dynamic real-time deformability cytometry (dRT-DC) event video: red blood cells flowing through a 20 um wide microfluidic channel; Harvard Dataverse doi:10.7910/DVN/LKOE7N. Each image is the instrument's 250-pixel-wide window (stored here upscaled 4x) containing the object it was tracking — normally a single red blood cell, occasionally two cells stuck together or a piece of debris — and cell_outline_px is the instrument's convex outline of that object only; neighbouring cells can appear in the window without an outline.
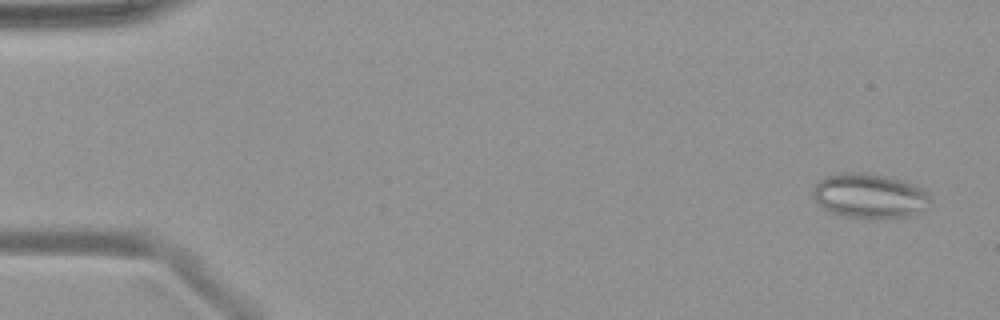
{"species": "common noctule bat (a hibernating species)", "species_latin": "Nyctalus noctula", "temperature_condition": "warm", "stored_images_in_passage": 50, "camera_frame_rate_fps": 3000, "um_per_image_px": 0.085, "animal": {"sex": "female", "body_mass_g": 19.9}, "frame": {"image": 1, "passage_image": 3, "time_ms": 0.667, "image_size_px": [1000, 320], "cell_outline_px": [[932, 200], [928, 208], [924, 212], [908, 216], [844, 216], [832, 212], [824, 208], [812, 196], [812, 192], [816, 184], [824, 176], [836, 172], [872, 172], [900, 180], [924, 188], [932, 196]], "centroid_in_image_um": [73.95, 16.6], "position_along_channel_um": 11.0, "area_um2": 30.52}}
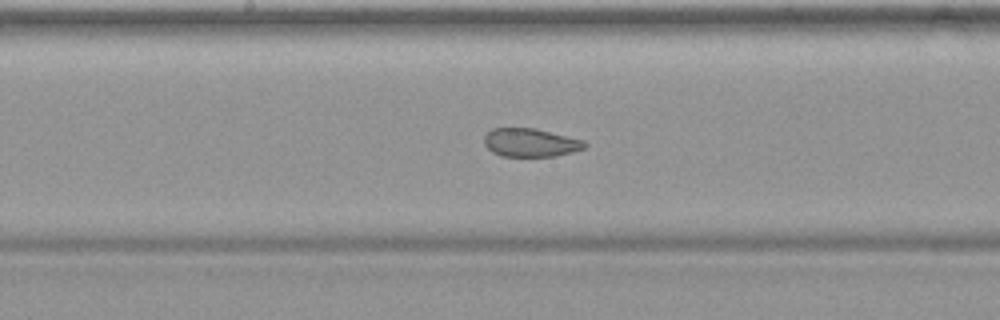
{"frame": {"image": 2, "passage_image": 27, "time_ms": 8.667, "image_size_px": [1000, 320], "cell_outline_px": [[588, 144], [584, 148], [572, 152], [556, 156], [500, 156], [492, 152], [484, 144], [484, 136], [492, 128], [536, 128], [584, 140]], "centroid_in_image_um": [45.09, 12.12], "position_along_channel_um": 203.1, "area_um2": 16.7}}
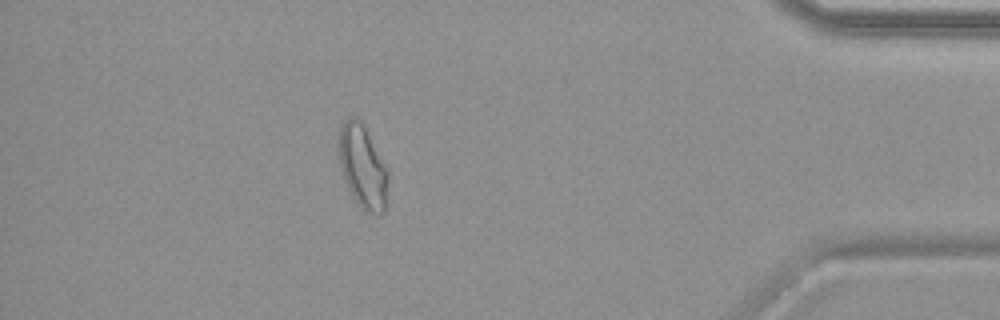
{"frame": {"image": 3, "passage_image": 45, "time_ms": 14.667, "image_size_px": [1000, 320], "cell_outline_px": [[388, 180], [384, 212], [364, 212], [360, 208], [352, 196], [348, 188], [340, 168], [336, 152], [336, 140], [340, 128], [344, 120], [352, 116], [356, 116], [360, 120], [388, 168]], "centroid_in_image_um": [30.77, 14.12], "position_along_channel_um": 404.4, "area_um2": 24.33}}